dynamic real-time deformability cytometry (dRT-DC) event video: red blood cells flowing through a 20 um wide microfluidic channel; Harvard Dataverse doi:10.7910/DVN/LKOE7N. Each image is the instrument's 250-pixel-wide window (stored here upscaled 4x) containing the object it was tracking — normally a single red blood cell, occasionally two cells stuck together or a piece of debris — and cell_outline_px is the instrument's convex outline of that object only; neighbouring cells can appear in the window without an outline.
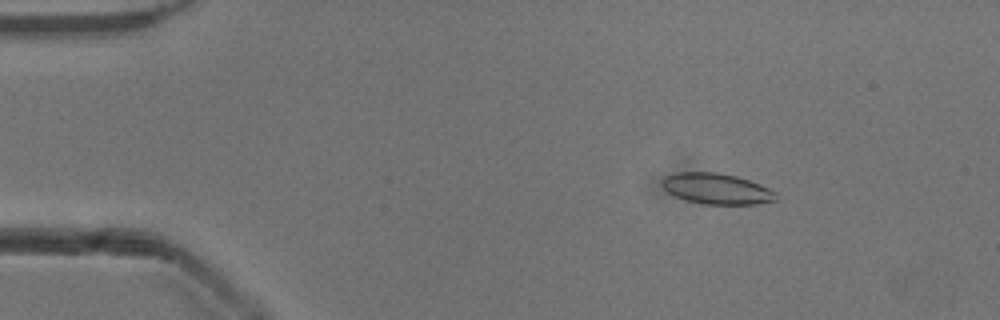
{"species": "common noctule bat (a hibernating species)", "species_latin": "Nyctalus noctula", "temperature_condition": "cold", "stored_images_in_passage": 52, "camera_frame_rate_fps": 3000, "um_per_image_px": 0.085, "animal": {"sex": "male", "body_mass_g": 13.3}, "frame": {"image": 1, "passage_image": 7, "time_ms": 2.0, "image_size_px": [1000, 320], "cell_outline_px": [[776, 200], [756, 204], [704, 204], [688, 200], [676, 196], [668, 192], [664, 188], [660, 180], [664, 176], [676, 172], [716, 172], [736, 176], [760, 184], [776, 192]], "centroid_in_image_um": [60.89, 16.03], "position_along_channel_um": 24.1, "area_um2": 20.35}}
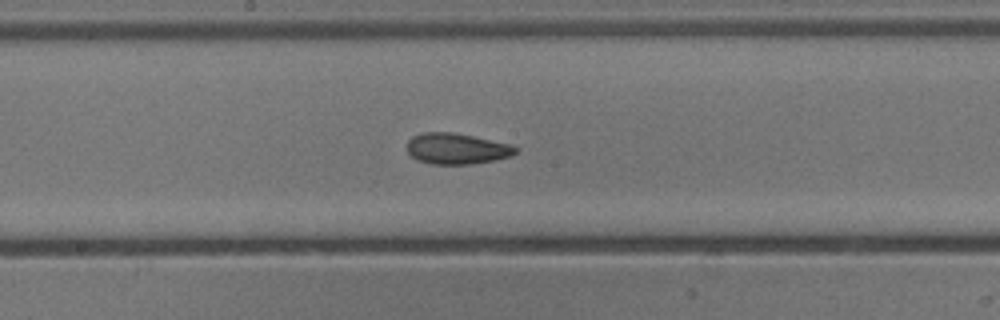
{"frame": {"image": 2, "passage_image": 27, "time_ms": 8.667, "image_size_px": [1000, 320], "cell_outline_px": [[520, 148], [512, 156], [496, 160], [472, 164], [432, 164], [416, 160], [408, 152], [408, 140], [412, 136], [424, 132], [452, 132], [512, 144]], "centroid_in_image_um": [38.85, 12.64], "position_along_channel_um": 209.3, "area_um2": 19.71}}
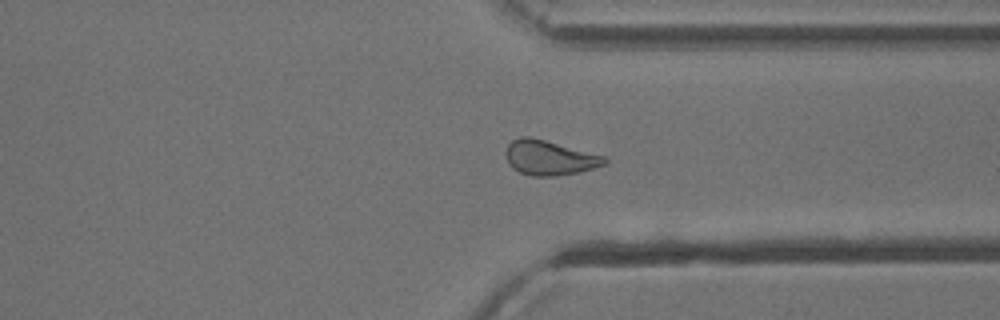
{"frame": {"image": 3, "passage_image": 39, "time_ms": 12.667, "image_size_px": [1000, 320], "cell_outline_px": [[608, 164], [580, 172], [556, 176], [532, 176], [520, 172], [512, 168], [508, 164], [504, 152], [508, 144], [512, 140], [520, 136], [532, 136], [604, 156], [608, 160]], "centroid_in_image_um": [46.68, 13.4], "position_along_channel_um": 364.7, "area_um2": 20.29}, "authors_computed_cell_mechanics": {"area_um2": 20.1144, "velocity_mm_per_s": 3.9033, "shape_relaxation_time_tau1_ms": null, "shape_relaxation_time_tau2_ms": 3.1627, "deformation_change_tau1": null, "deformation_change_tau2": 0.0809}}